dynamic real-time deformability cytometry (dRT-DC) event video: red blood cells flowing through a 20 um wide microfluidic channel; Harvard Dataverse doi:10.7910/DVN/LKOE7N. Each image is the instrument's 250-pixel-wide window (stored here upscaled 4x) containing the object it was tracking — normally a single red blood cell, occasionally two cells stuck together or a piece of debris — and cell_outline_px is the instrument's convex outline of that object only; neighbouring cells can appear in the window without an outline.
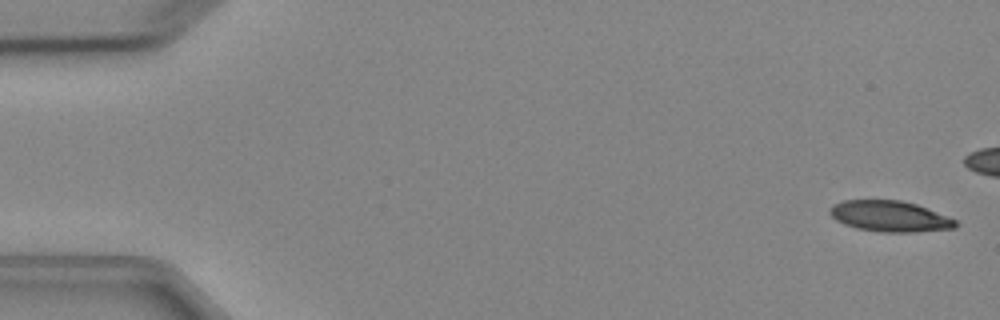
{"species": "Egyptian fruit bat (a non-hibernating species)", "species_latin": "Rousettus aegyptiacus", "temperature_condition": "cold", "stored_images_in_passage": 6, "camera_frame_rate_fps": 3000, "um_per_image_px": 0.085, "animal": {"sex": "female"}, "frame": {"image": 1, "passage_image": 1, "time_ms": 0.0, "image_size_px": [1000, 320], "cell_outline_px": [[960, 224], [956, 228], [916, 232], [880, 232], [856, 228], [844, 224], [836, 220], [828, 212], [828, 208], [832, 204], [844, 200], [900, 200], [916, 204], [956, 220]], "centroid_in_image_um": [75.61, 18.39], "position_along_channel_um": 9.4, "area_um2": 22.72}}
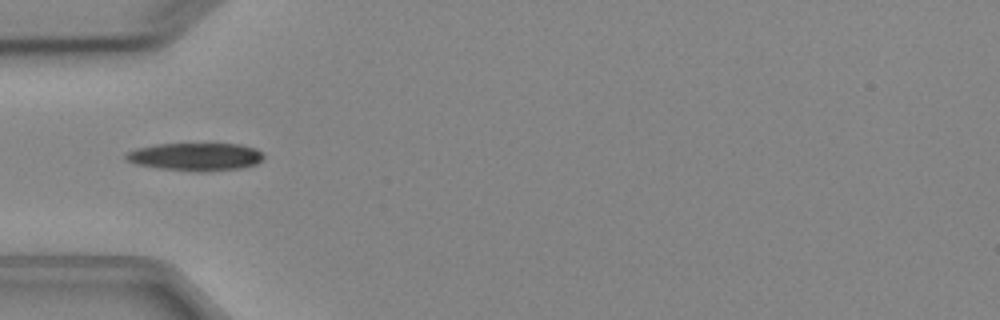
{"frame": {"image": 2, "passage_image": 6, "time_ms": 6.667, "image_size_px": [1000, 320], "cell_outline_px": [[264, 160], [256, 164], [240, 168], [200, 172], [196, 172], [156, 168], [136, 164], [124, 160], [124, 152], [136, 148], [156, 144], [240, 144], [256, 148], [264, 156]], "centroid_in_image_um": [16.57, 13.33], "position_along_channel_um": 68.4, "area_um2": 22.66}}